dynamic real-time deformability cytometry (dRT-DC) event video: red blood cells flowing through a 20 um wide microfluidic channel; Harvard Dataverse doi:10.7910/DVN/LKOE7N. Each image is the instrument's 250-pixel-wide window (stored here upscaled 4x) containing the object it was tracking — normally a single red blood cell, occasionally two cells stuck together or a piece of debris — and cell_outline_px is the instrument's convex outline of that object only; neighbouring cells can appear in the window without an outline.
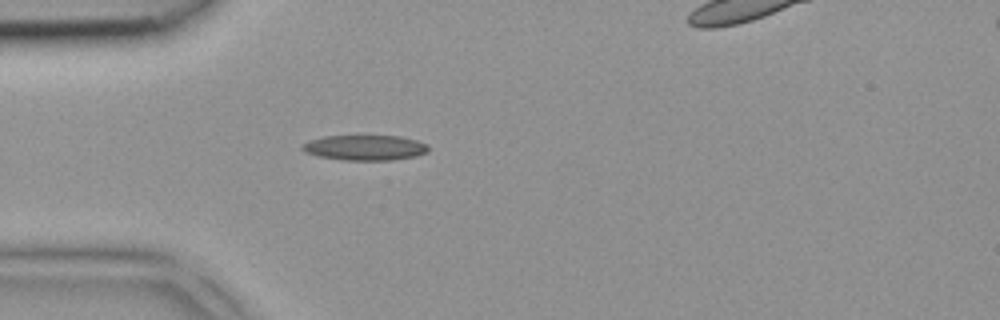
{"species": "common noctule bat (a hibernating species)", "species_latin": "Nyctalus noctula", "temperature_condition": "room temperature", "stored_images_in_passage": 1, "camera_frame_rate_fps": 3000, "um_per_image_px": 0.085, "animal": {"sex": "female", "body_mass_g": 18.4}, "frame": {"image": 1, "passage_image": 1, "time_ms": 0.0, "image_size_px": [1000, 320], "cell_outline_px": [[428, 152], [416, 156], [392, 160], [344, 160], [320, 156], [304, 152], [300, 148], [308, 140], [324, 136], [400, 136], [416, 140], [428, 144]], "centroid_in_image_um": [31.03, 12.55], "position_along_channel_um": 54.0, "area_um2": 18.55}}